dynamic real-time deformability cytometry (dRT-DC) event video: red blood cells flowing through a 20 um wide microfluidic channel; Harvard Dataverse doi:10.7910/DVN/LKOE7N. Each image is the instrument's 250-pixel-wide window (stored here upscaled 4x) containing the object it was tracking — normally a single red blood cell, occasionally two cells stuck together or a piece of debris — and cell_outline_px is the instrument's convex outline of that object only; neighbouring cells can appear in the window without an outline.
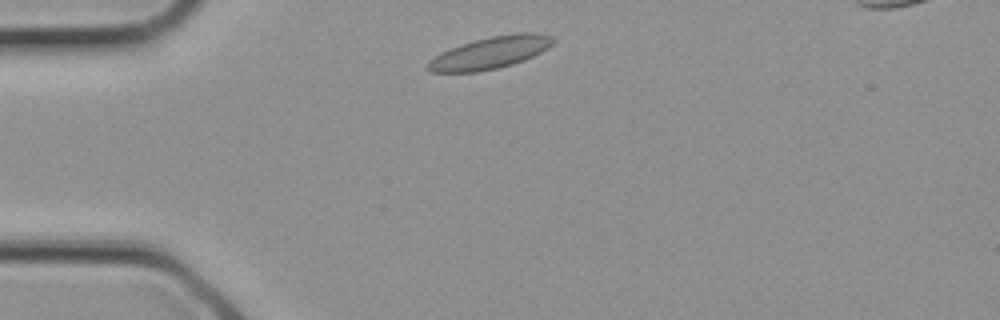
{"species": "common noctule bat (a hibernating species)", "species_latin": "Nyctalus noctula", "temperature_condition": "cold", "stored_images_in_passage": 1, "camera_frame_rate_fps": 3000, "um_per_image_px": 0.085, "animal": {"sex": "female", "body_mass_g": 21.9}, "frame": {"image": 1, "passage_image": 1, "time_ms": 0.0, "image_size_px": [1000, 320], "cell_outline_px": [[556, 40], [548, 48], [524, 60], [512, 64], [496, 68], [476, 72], [428, 72], [424, 68], [424, 64], [428, 60], [440, 52], [460, 44], [492, 36], [516, 32], [536, 32], [556, 36]], "centroid_in_image_um": [41.64, 4.47], "position_along_channel_um": 43.4, "area_um2": 23.76}}